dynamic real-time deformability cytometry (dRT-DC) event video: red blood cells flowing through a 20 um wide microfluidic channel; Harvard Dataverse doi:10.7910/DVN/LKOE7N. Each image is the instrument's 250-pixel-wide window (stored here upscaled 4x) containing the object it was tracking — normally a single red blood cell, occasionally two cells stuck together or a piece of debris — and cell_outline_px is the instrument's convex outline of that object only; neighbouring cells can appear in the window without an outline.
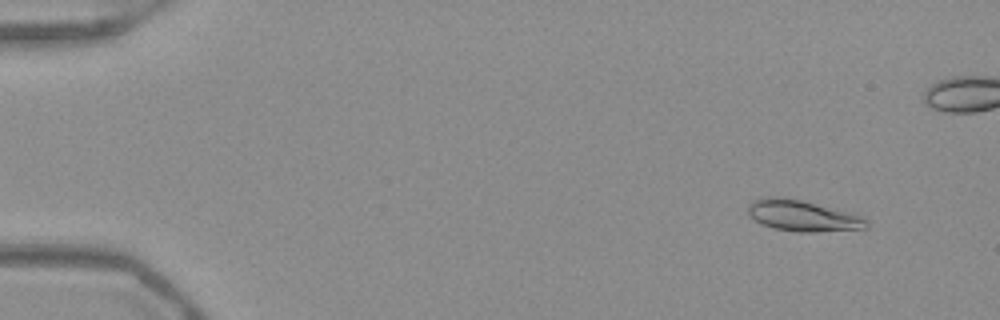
{"species": "Egyptian fruit bat (a non-hibernating species)", "species_latin": "Rousettus aegyptiacus", "temperature_condition": "warm", "stored_images_in_passage": 53, "camera_frame_rate_fps": 3000, "um_per_image_px": 0.085, "frame": {"image": 1, "passage_image": 4, "time_ms": 1.0, "image_size_px": [1000, 320], "cell_outline_px": [[868, 228], [816, 232], [796, 232], [772, 228], [760, 224], [748, 216], [748, 204], [752, 200], [764, 196], [788, 196], [852, 212], [868, 220]], "centroid_in_image_um": [68.18, 18.31], "position_along_channel_um": 16.8, "area_um2": 22.2}}
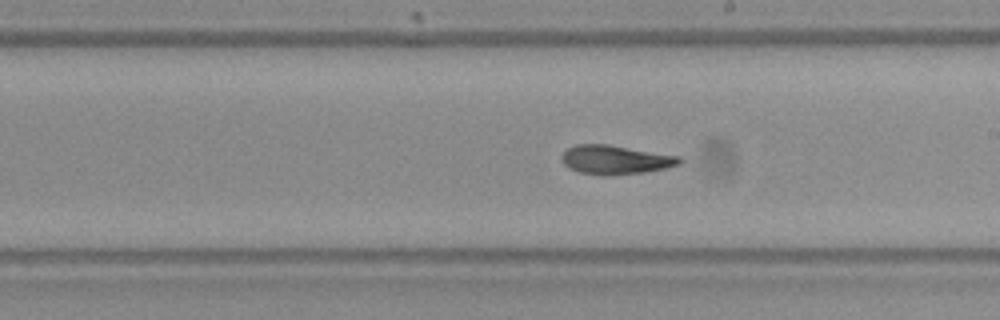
{"frame": {"image": 2, "passage_image": 30, "time_ms": 9.667, "image_size_px": [1000, 320], "cell_outline_px": [[684, 160], [680, 164], [664, 168], [644, 172], [608, 176], [600, 176], [580, 172], [568, 168], [560, 160], [560, 156], [568, 148], [576, 144], [608, 144], [680, 156]], "centroid_in_image_um": [52.29, 13.58], "position_along_channel_um": 236.7, "area_um2": 20.11}}
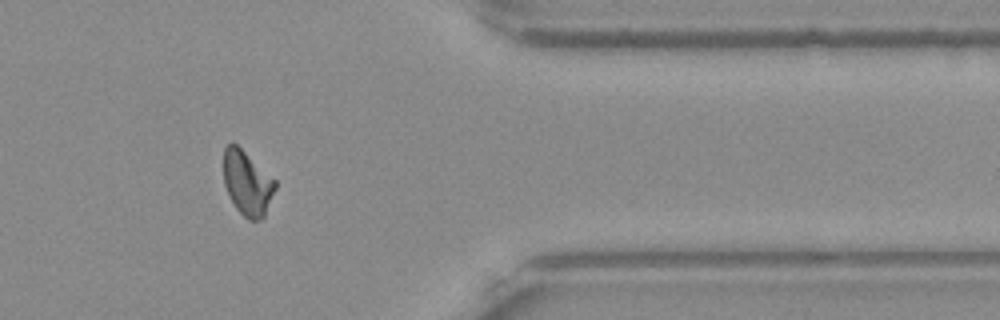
{"frame": {"image": 3, "passage_image": 43, "time_ms": 14.0, "image_size_px": [1000, 320], "cell_outline_px": [[276, 188], [264, 216], [260, 220], [248, 220], [236, 208], [224, 184], [224, 148], [232, 140], [276, 180]], "centroid_in_image_um": [21.02, 15.55], "position_along_channel_um": 390.4, "area_um2": 19.25}, "authors_computed_cell_mechanics": {"area_um2": 19.941, "velocity_mm_per_s": 3.9337, "shape_relaxation_time_tau1_ms": null, "shape_relaxation_time_tau2_ms": 2.724, "deformation_change_tau1": null, "deformation_change_tau2": 0.0715}}